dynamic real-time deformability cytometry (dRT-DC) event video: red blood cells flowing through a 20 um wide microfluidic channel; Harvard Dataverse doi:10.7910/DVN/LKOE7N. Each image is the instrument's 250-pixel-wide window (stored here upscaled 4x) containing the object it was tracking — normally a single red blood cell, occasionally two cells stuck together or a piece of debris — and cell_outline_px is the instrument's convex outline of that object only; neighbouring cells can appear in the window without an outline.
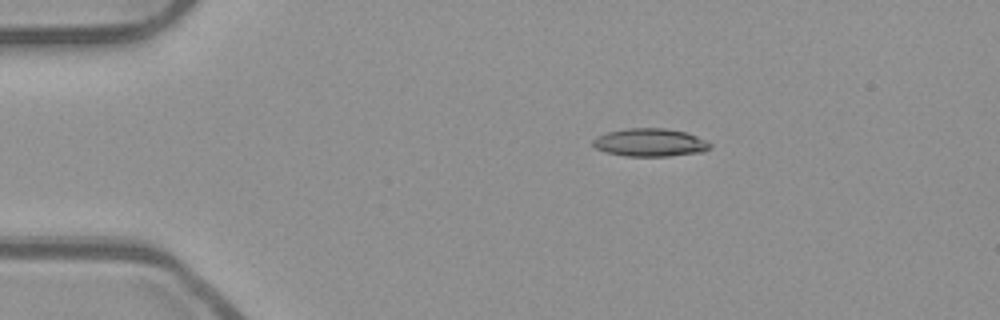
{"species": "common noctule bat (a hibernating species)", "species_latin": "Nyctalus noctula", "temperature_condition": "room temperature", "stored_images_in_passage": 43, "camera_frame_rate_fps": 3000, "um_per_image_px": 0.085, "animal": {"sex": "male", "body_mass_g": 23.1, "forearm_length_mm": 52.7}, "frame": {"image": 1, "passage_image": 1, "time_ms": 0.0, "image_size_px": [1000, 320], "cell_outline_px": [[712, 144], [704, 152], [668, 156], [624, 156], [604, 152], [596, 148], [592, 144], [592, 140], [596, 136], [604, 132], [628, 128], [664, 128], [684, 132], [696, 136]], "centroid_in_image_um": [55.19, 12.11], "position_along_channel_um": 29.8, "area_um2": 19.19}}
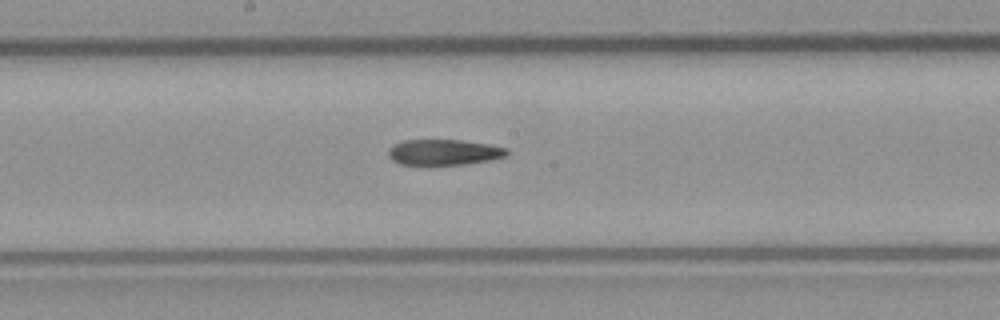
{"frame": {"image": 2, "passage_image": 19, "time_ms": 6.0, "image_size_px": [1000, 320], "cell_outline_px": [[508, 152], [504, 156], [492, 160], [468, 164], [428, 168], [400, 164], [392, 160], [388, 156], [388, 148], [392, 144], [404, 140], [460, 140], [508, 148]], "centroid_in_image_um": [37.64, 12.99], "position_along_channel_um": 210.6, "area_um2": 18.61}}
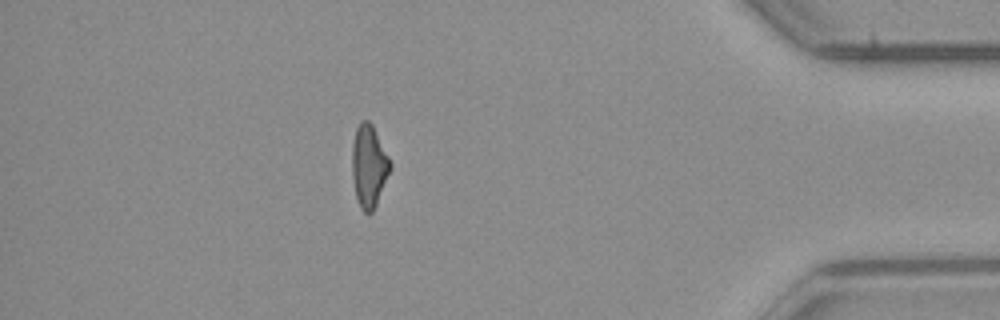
{"frame": {"image": 3, "passage_image": 37, "time_ms": 12.0, "image_size_px": [1000, 320], "cell_outline_px": [[392, 168], [376, 204], [372, 212], [368, 216], [360, 208], [356, 200], [352, 176], [352, 144], [356, 128], [360, 120], [368, 120], [372, 124], [392, 164]], "centroid_in_image_um": [31.35, 14.14], "position_along_channel_um": 403.9, "area_um2": 18.5}}